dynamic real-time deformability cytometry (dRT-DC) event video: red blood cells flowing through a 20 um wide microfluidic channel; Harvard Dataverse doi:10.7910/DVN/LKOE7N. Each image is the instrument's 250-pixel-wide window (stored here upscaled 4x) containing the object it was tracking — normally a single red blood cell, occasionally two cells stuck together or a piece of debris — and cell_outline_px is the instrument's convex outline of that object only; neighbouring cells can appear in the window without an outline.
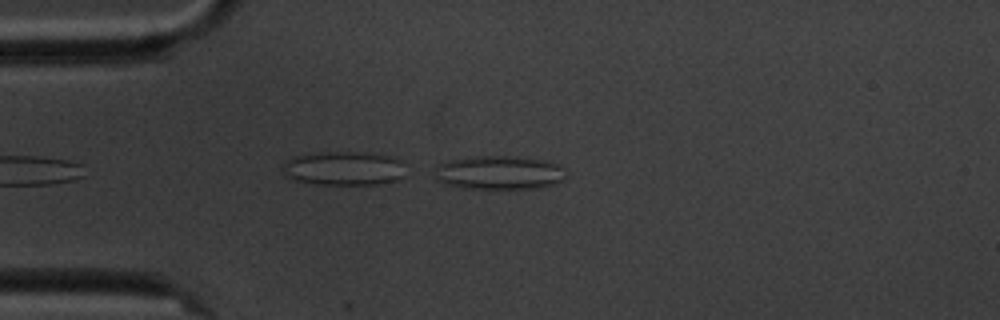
{"species": "common noctule bat (a hibernating species)", "species_latin": "Nyctalus noctula", "temperature_condition": "cold", "stored_images_in_passage": 2, "camera_frame_rate_fps": 3000, "um_per_image_px": 0.085, "animal": {"sex": "male", "body_mass_g": 20.1, "forearm_length_mm": 53.5}, "frame": {"image": 1, "passage_image": 1, "time_ms": 0.0, "image_size_px": [1000, 320], "cell_outline_px": [[564, 180], [556, 184], [540, 188], [460, 188], [444, 184], [436, 180], [436, 164], [444, 160], [476, 156], [516, 156], [544, 160], [556, 164], [564, 168]], "centroid_in_image_um": [42.39, 14.67], "position_along_channel_um": 42.6, "area_um2": 26.13}}